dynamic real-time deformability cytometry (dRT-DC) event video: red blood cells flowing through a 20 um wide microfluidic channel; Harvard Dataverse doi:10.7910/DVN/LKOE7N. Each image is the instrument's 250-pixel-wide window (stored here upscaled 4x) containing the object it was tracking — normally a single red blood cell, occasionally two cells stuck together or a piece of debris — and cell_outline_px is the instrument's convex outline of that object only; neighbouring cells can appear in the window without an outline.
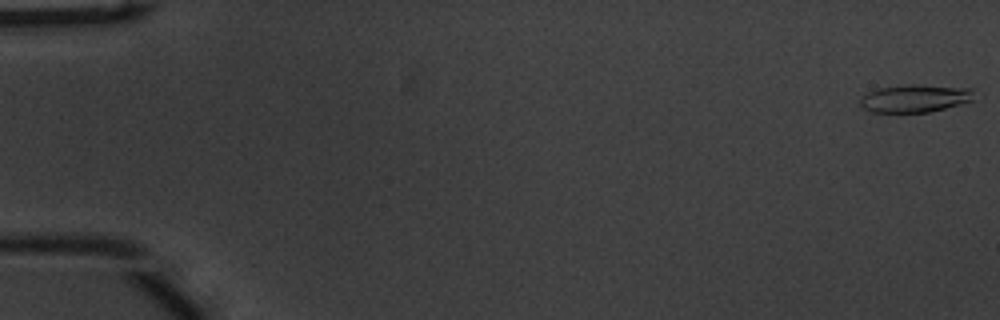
{"species": "common noctule bat (a hibernating species)", "species_latin": "Nyctalus noctula", "temperature_condition": "warm", "stored_images_in_passage": 14, "camera_frame_rate_fps": 3000, "um_per_image_px": 0.085, "animal": {"sex": "male", "body_mass_g": 20.1, "forearm_length_mm": 53.5}, "frame": {"image": 1, "passage_image": 1, "time_ms": 0.0, "image_size_px": [1000, 320], "cell_outline_px": [[972, 100], [944, 108], [928, 112], [872, 112], [860, 108], [860, 100], [868, 92], [880, 88], [908, 84], [920, 84], [972, 88]], "centroid_in_image_um": [77.73, 8.35], "position_along_channel_um": 7.3, "area_um2": 18.26}}